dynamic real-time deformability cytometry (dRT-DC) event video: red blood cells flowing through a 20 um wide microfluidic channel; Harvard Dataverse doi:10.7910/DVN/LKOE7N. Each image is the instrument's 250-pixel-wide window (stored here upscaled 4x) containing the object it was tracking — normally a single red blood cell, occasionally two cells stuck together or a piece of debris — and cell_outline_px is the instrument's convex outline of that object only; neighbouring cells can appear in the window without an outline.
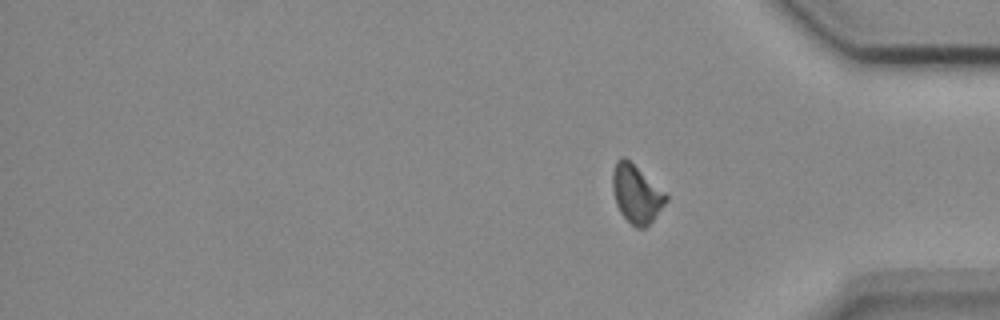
{"species": "common noctule bat (a hibernating species)", "species_latin": "Nyctalus noctula", "temperature_condition": "cold", "stored_images_in_passage": 15, "segment_of_instrument_passage": [2, 2], "camera_frame_rate_fps": 3000, "um_per_image_px": 0.085, "animal": {"sex": "female", "body_mass_g": 18.4}, "frame": {"image": 1, "passage_image": 15, "time_ms": 4.667, "image_size_px": [1000, 320], "cell_outline_px": [[668, 200], [652, 220], [644, 228], [636, 228], [620, 212], [616, 204], [612, 188], [612, 172], [616, 160], [624, 156], [664, 192], [668, 196]], "centroid_in_image_um": [54.06, 16.48], "position_along_channel_um": 381.1, "area_um2": 17.69}}